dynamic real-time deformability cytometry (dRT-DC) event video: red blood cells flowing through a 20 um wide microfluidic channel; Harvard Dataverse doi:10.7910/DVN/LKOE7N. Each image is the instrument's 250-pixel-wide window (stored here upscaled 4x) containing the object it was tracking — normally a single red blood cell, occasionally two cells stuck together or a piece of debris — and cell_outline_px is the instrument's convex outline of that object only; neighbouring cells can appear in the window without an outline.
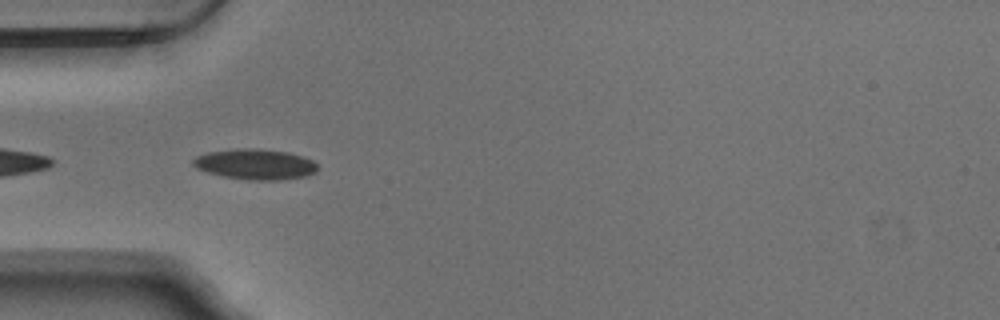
{"species": "Egyptian fruit bat (a non-hibernating species)", "species_latin": "Rousettus aegyptiacus", "temperature_condition": "warm", "stored_images_in_passage": 11, "camera_frame_rate_fps": 3000, "um_per_image_px": 0.085, "animal": {"sex": "male"}, "frame": {"image": 1, "passage_image": 2, "time_ms": 0.333, "image_size_px": [1000, 320], "cell_outline_px": [[316, 172], [304, 176], [280, 180], [248, 180], [224, 176], [208, 172], [196, 168], [192, 164], [192, 160], [196, 156], [208, 152], [236, 148], [256, 148], [288, 152], [312, 160], [316, 164]], "centroid_in_image_um": [21.66, 13.95], "position_along_channel_um": 63.3, "area_um2": 22.02}}
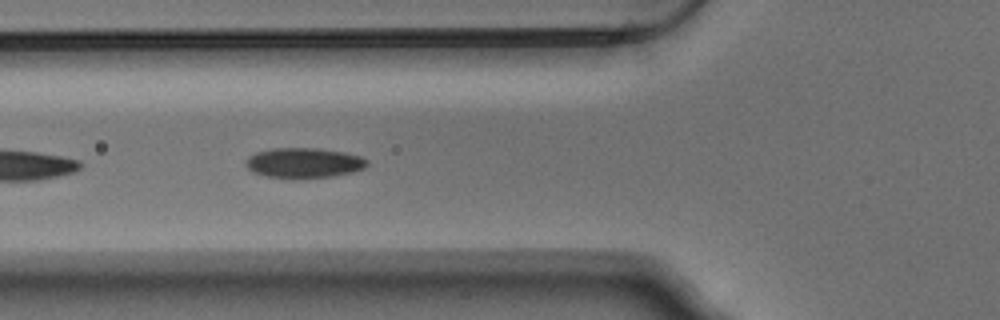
{"frame": {"image": 2, "passage_image": 5, "time_ms": 1.333, "image_size_px": [1000, 320], "cell_outline_px": [[368, 164], [364, 168], [352, 172], [332, 176], [268, 176], [252, 172], [244, 164], [248, 156], [256, 152], [272, 148], [320, 148], [344, 152], [360, 156], [368, 160]], "centroid_in_image_um": [25.83, 13.8], "position_along_channel_um": 100.0, "area_um2": 20.75}}
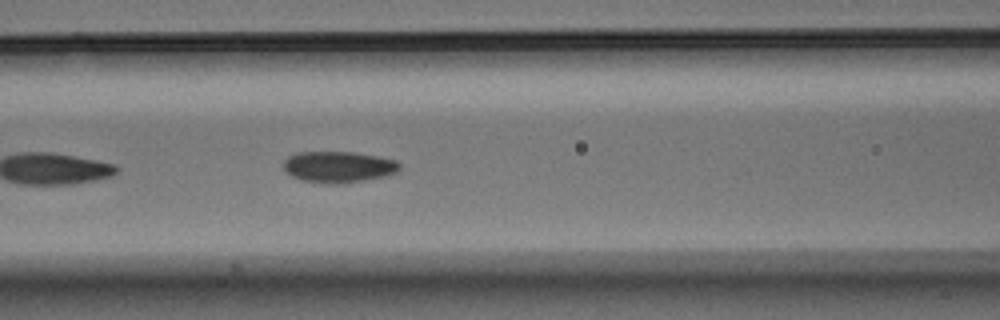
{"frame": {"image": 3, "passage_image": 8, "time_ms": 2.333, "image_size_px": [1000, 320], "cell_outline_px": [[400, 168], [396, 172], [384, 176], [364, 180], [336, 184], [328, 184], [304, 180], [292, 176], [284, 172], [284, 160], [288, 156], [296, 152], [356, 152], [396, 160], [400, 164]], "centroid_in_image_um": [28.74, 14.18], "position_along_channel_um": 137.9, "area_um2": 21.1}}